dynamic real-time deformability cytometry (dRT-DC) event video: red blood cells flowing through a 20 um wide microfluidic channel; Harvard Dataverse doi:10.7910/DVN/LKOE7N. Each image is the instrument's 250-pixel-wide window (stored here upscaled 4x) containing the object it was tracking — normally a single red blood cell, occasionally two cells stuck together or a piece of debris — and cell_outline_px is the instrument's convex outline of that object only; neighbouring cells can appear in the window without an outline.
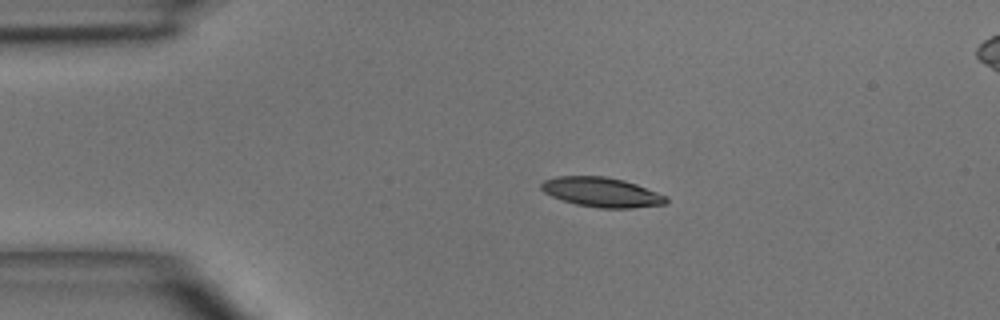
{"species": "common noctule bat (a hibernating species)", "species_latin": "Nyctalus noctula", "temperature_condition": "room temperature", "stored_images_in_passage": 3, "camera_frame_rate_fps": 3000, "um_per_image_px": 0.085, "animal": {"sex": "male", "body_mass_g": 15.6}, "frame": {"image": 1, "passage_image": 2, "time_ms": 1.333, "image_size_px": [1000, 320], "cell_outline_px": [[668, 204], [632, 208], [600, 208], [576, 204], [552, 196], [544, 192], [540, 188], [540, 184], [544, 180], [556, 176], [604, 176], [624, 180], [636, 184], [668, 196]], "centroid_in_image_um": [51.17, 16.33], "position_along_channel_um": 33.8, "area_um2": 21.62}}